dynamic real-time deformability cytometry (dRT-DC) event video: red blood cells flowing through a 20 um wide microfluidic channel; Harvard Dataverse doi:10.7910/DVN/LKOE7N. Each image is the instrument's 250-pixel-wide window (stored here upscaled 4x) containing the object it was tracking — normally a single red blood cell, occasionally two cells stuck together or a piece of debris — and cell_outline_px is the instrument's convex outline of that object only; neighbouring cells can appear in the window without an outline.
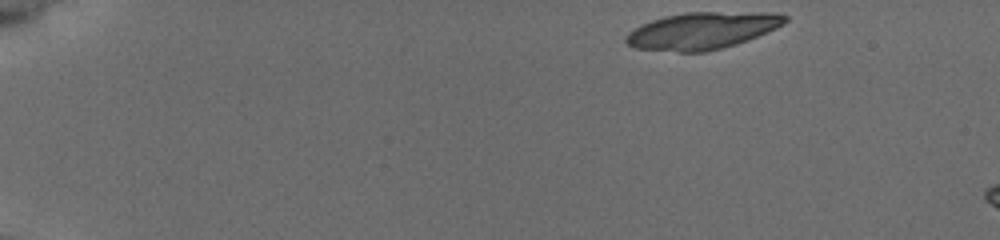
{"species": "common noctule bat (a hibernating species)", "species_latin": "Nyctalus noctula", "temperature_condition": "cold", "stored_images_in_passage": 16, "camera_frame_rate_fps": 3000, "um_per_image_px": 0.085, "animal": {"sex": "female", "body_mass_g": 19.5, "forearm_length_mm": 54.1}, "frame": {"image": 1, "passage_image": 1, "time_ms": 0.0, "image_size_px": [1000, 240], "cell_outline_px": [[788, 20], [784, 24], [776, 28], [736, 44], [704, 52], [680, 52], [636, 48], [628, 44], [624, 40], [624, 36], [628, 32], [652, 20], [664, 16], [688, 12], [776, 12], [788, 16]], "centroid_in_image_um": [59.71, 2.59], "position_along_channel_um": 25.3, "area_um2": 34.1}}